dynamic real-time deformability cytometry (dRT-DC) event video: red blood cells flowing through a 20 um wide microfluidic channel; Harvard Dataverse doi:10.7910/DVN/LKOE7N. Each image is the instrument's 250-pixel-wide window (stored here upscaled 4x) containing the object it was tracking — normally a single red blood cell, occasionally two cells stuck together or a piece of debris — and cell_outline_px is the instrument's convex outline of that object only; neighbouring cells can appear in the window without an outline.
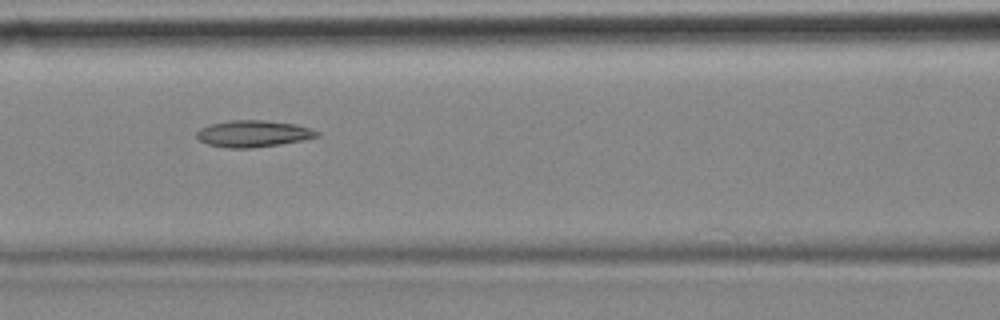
{"species": "common noctule bat (a hibernating species)", "species_latin": "Nyctalus noctula", "temperature_condition": "cold", "stored_images_in_passage": 7, "camera_frame_rate_fps": 3000, "um_per_image_px": 0.085, "animal": {"sex": "female", "body_mass_g": 18.4}, "frame": {"image": 1, "passage_image": 6, "time_ms": 1.667, "image_size_px": [1000, 320], "cell_outline_px": [[320, 136], [280, 144], [252, 148], [228, 148], [208, 144], [200, 140], [196, 136], [196, 132], [200, 128], [212, 124], [232, 120], [264, 120], [296, 124], [320, 132]], "centroid_in_image_um": [21.52, 11.36], "position_along_channel_um": 145.1, "area_um2": 18.5}}
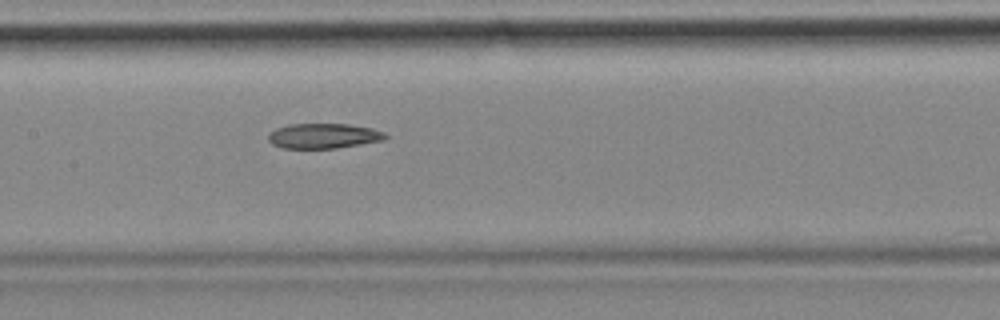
{"frame": {"image": 2, "passage_image": 7, "time_ms": 2.0, "image_size_px": [1000, 320], "cell_outline_px": [[388, 136], [380, 140], [360, 144], [336, 148], [284, 148], [272, 144], [268, 140], [268, 136], [276, 128], [288, 124], [348, 124], [372, 128], [384, 132]], "centroid_in_image_um": [27.48, 11.54], "position_along_channel_um": 179.9, "area_um2": 16.88}}